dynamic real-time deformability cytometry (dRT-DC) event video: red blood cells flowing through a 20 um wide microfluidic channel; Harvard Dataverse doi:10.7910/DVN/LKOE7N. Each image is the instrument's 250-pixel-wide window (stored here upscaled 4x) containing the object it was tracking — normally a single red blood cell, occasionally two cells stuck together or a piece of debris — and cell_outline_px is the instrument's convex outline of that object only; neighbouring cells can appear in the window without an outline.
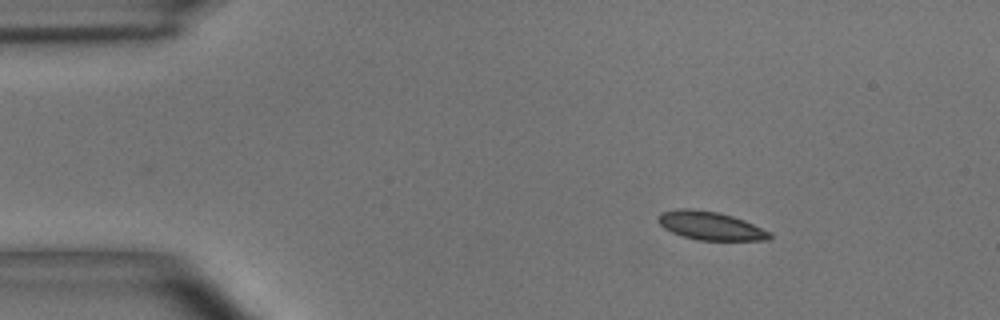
{"species": "common noctule bat (a hibernating species)", "species_latin": "Nyctalus noctula", "temperature_condition": "room temperature", "stored_images_in_passage": 5, "camera_frame_rate_fps": 3000, "um_per_image_px": 0.085, "animal": {"sex": "male", "body_mass_g": 15.6}, "frame": {"image": 1, "passage_image": 1, "time_ms": 0.0, "image_size_px": [1000, 320], "cell_outline_px": [[772, 236], [768, 240], [700, 240], [684, 236], [672, 232], [664, 228], [656, 220], [660, 212], [676, 208], [692, 208], [716, 212], [732, 216], [744, 220], [772, 232]], "centroid_in_image_um": [60.37, 19.17], "position_along_channel_um": 24.6, "area_um2": 18.5}}
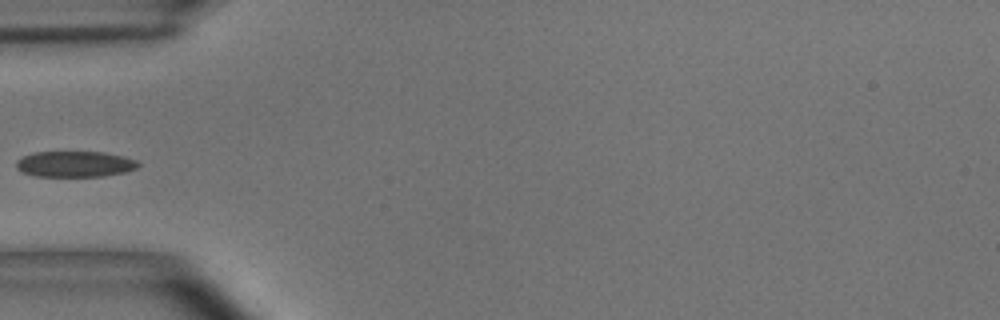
{"frame": {"image": 2, "passage_image": 4, "time_ms": 1.0, "image_size_px": [1000, 320], "cell_outline_px": [[140, 164], [136, 168], [124, 172], [100, 176], [36, 176], [20, 172], [16, 168], [16, 160], [32, 152], [104, 152], [124, 156], [136, 160]], "centroid_in_image_um": [6.33, 13.94], "position_along_channel_um": 78.7, "area_um2": 18.38}}
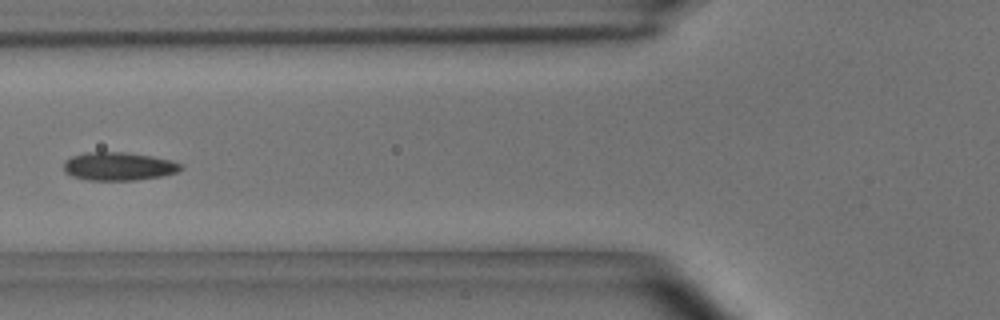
{"frame": {"image": 3, "passage_image": 5, "time_ms": 1.333, "image_size_px": [1000, 320], "cell_outline_px": [[184, 168], [176, 172], [160, 176], [136, 180], [88, 180], [72, 176], [64, 172], [64, 160], [72, 156], [84, 152], [124, 152], [152, 156], [172, 160], [184, 164]], "centroid_in_image_um": [10.09, 14.13], "position_along_channel_um": 115.7, "area_um2": 19.42}}